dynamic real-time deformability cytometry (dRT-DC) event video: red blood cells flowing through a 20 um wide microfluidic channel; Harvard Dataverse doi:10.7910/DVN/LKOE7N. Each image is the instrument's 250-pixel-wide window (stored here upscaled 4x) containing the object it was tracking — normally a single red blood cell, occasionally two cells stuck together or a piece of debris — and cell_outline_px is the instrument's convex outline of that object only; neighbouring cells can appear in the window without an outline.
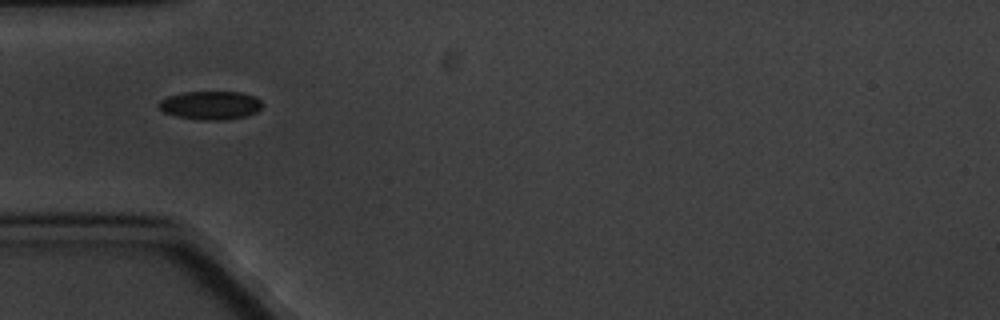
{"species": "common noctule bat (a hibernating species)", "species_latin": "Nyctalus noctula", "temperature_condition": "cold", "stored_images_in_passage": 1, "camera_frame_rate_fps": 3000, "um_per_image_px": 0.085, "animal": {"sex": "male", "body_mass_g": 20.1, "forearm_length_mm": 53.5}, "frame": {"image": 1, "passage_image": 1, "time_ms": 0.0, "image_size_px": [1000, 320], "cell_outline_px": [[264, 104], [256, 112], [244, 116], [224, 120], [200, 120], [176, 116], [164, 112], [156, 104], [160, 100], [168, 96], [184, 92], [240, 92], [252, 96], [260, 100]], "centroid_in_image_um": [17.86, 8.95], "position_along_channel_um": 67.1, "area_um2": 17.11}}